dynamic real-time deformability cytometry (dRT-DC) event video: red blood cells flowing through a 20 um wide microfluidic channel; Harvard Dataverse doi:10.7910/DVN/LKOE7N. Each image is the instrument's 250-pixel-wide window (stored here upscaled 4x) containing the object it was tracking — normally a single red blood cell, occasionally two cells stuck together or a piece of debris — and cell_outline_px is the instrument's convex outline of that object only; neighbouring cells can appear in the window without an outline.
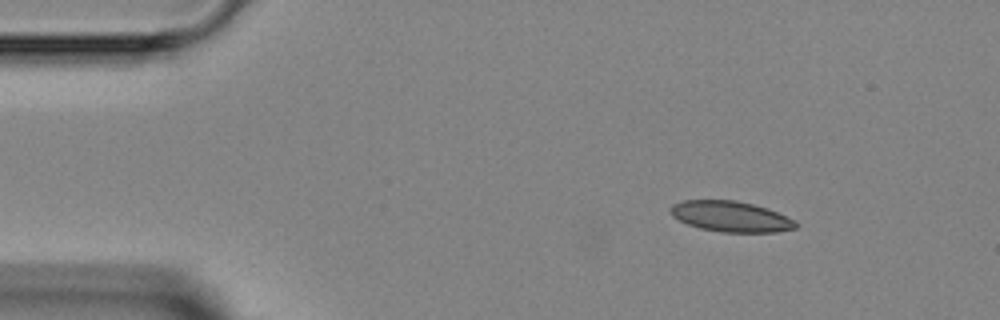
{"species": "Egyptian fruit bat (a non-hibernating species)", "species_latin": "Rousettus aegyptiacus", "temperature_condition": "room temperature", "stored_images_in_passage": 3, "camera_frame_rate_fps": 3000, "um_per_image_px": 0.085, "animal": {"sex": "female"}, "frame": {"image": 1, "passage_image": 1, "time_ms": 0.0, "image_size_px": [1000, 320], "cell_outline_px": [[800, 224], [796, 228], [776, 232], [720, 232], [700, 228], [688, 224], [672, 216], [668, 208], [672, 204], [684, 200], [736, 200], [768, 208]], "centroid_in_image_um": [62.08, 18.4], "position_along_channel_um": 22.9, "area_um2": 22.31}}
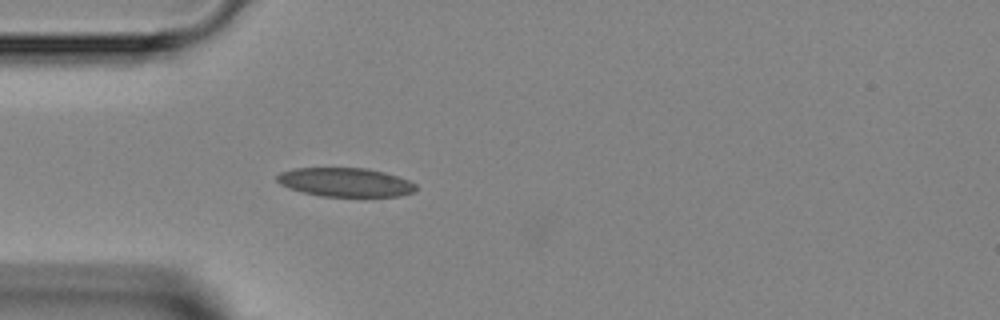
{"frame": {"image": 2, "passage_image": 3, "time_ms": 2.333, "image_size_px": [1000, 320], "cell_outline_px": [[416, 192], [400, 196], [320, 196], [304, 192], [280, 184], [276, 180], [276, 176], [280, 172], [292, 168], [364, 168], [384, 172], [408, 180], [416, 184]], "centroid_in_image_um": [29.36, 15.49], "position_along_channel_um": 55.6, "area_um2": 23.24}}